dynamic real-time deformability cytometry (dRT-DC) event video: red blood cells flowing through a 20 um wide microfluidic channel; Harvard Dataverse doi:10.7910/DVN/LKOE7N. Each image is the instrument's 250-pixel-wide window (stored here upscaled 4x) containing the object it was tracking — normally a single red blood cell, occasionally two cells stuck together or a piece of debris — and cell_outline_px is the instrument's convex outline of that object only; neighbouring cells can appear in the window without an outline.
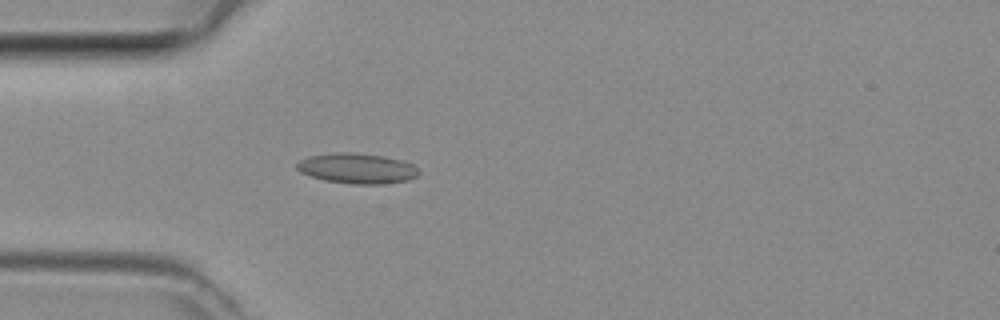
{"species": "common noctule bat (a hibernating species)", "species_latin": "Nyctalus noctula", "temperature_condition": "room temperature", "stored_images_in_passage": 46, "camera_frame_rate_fps": 3000, "um_per_image_px": 0.085, "animal": {"sex": "female", "body_mass_g": 29.2, "forearm_length_mm": 56.3}, "frame": {"image": 1, "passage_image": 13, "time_ms": 4.0, "image_size_px": [1000, 320], "cell_outline_px": [[420, 172], [416, 176], [408, 180], [384, 184], [352, 184], [324, 180], [300, 172], [296, 168], [296, 164], [300, 160], [312, 156], [336, 152], [352, 152], [384, 156], [400, 160], [412, 164]], "centroid_in_image_um": [30.35, 14.32], "position_along_channel_um": 54.6, "area_um2": 21.39}}
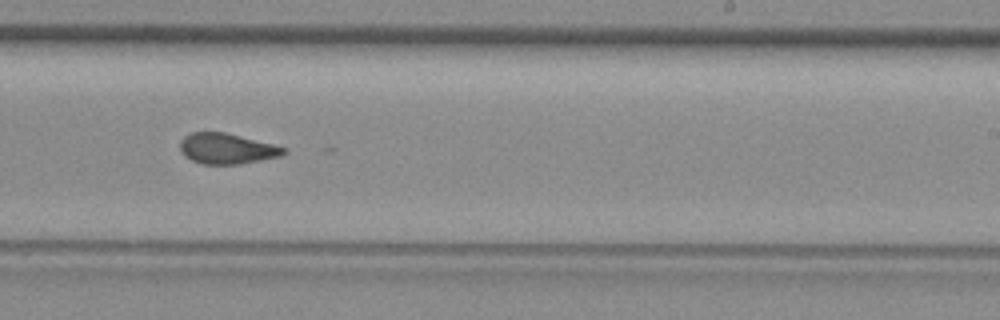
{"frame": {"image": 2, "passage_image": 28, "time_ms": 9.0, "image_size_px": [1000, 320], "cell_outline_px": [[288, 152], [280, 156], [240, 164], [200, 164], [184, 156], [180, 152], [180, 140], [184, 136], [192, 132], [224, 132], [288, 148]], "centroid_in_image_um": [19.26, 12.64], "position_along_channel_um": 269.7, "area_um2": 18.5}}
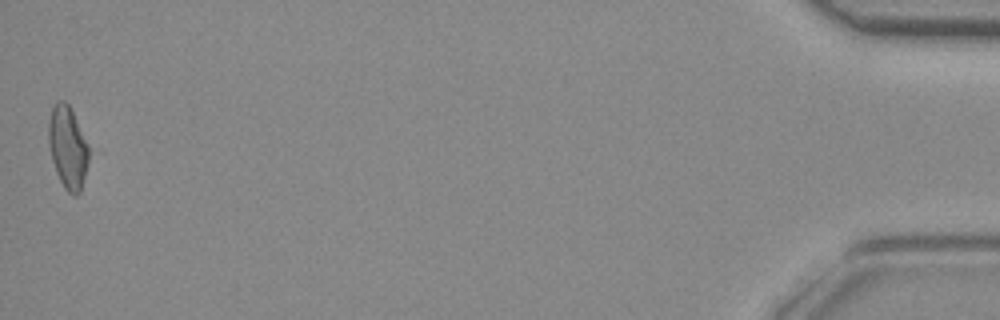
{"frame": {"image": 3, "passage_image": 46, "time_ms": 15.0, "image_size_px": [1000, 320], "cell_outline_px": [[88, 160], [80, 192], [76, 196], [72, 196], [64, 188], [56, 172], [52, 160], [48, 144], [48, 120], [52, 108], [56, 100], [64, 100], [68, 104], [88, 144]], "centroid_in_image_um": [5.73, 12.52], "position_along_channel_um": 429.5, "area_um2": 19.19}}